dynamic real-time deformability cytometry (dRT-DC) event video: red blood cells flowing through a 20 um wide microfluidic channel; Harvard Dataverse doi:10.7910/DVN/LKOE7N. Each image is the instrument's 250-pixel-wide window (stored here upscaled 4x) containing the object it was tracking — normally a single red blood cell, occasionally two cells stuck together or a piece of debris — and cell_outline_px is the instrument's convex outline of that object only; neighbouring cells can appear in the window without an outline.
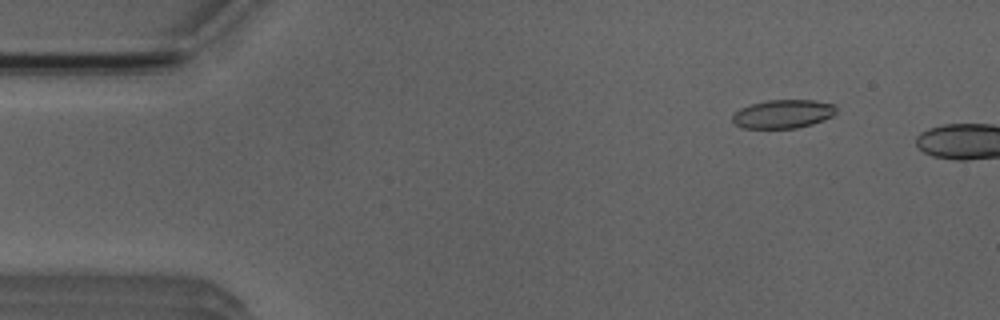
{"species": "Egyptian fruit bat (a non-hibernating species)", "species_latin": "Rousettus aegyptiacus", "temperature_condition": "room temperature", "stored_images_in_passage": 7, "camera_frame_rate_fps": 3000, "um_per_image_px": 0.085, "animal": {"sex": "male"}, "frame": {"image": 1, "passage_image": 2, "time_ms": 1.333, "image_size_px": [1000, 320], "cell_outline_px": [[836, 112], [832, 116], [824, 120], [812, 124], [796, 128], [740, 128], [732, 120], [732, 116], [740, 108], [752, 104], [768, 100], [816, 100], [836, 104]], "centroid_in_image_um": [66.59, 9.68], "position_along_channel_um": 18.4, "area_um2": 17.34}}